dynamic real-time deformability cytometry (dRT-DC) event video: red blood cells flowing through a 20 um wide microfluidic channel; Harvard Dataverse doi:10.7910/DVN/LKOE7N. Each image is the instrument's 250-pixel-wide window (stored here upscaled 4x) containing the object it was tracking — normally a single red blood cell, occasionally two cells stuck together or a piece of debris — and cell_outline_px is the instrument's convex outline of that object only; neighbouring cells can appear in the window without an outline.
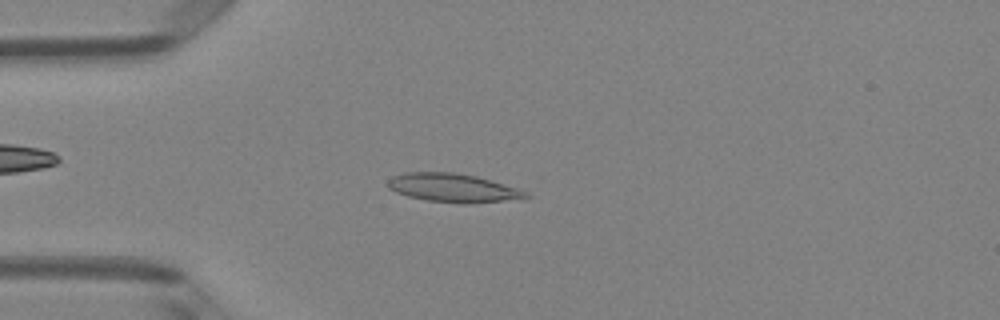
{"species": "Egyptian fruit bat (a non-hibernating species)", "species_latin": "Rousettus aegyptiacus", "temperature_condition": "room temperature", "stored_images_in_passage": 49, "camera_frame_rate_fps": 3000, "um_per_image_px": 0.085, "animal": {"sex": "female"}, "frame": {"image": 1, "passage_image": 12, "time_ms": 3.667, "image_size_px": [1000, 320], "cell_outline_px": [[532, 196], [504, 200], [468, 204], [464, 204], [428, 200], [408, 196], [396, 192], [388, 188], [388, 180], [392, 176], [404, 172], [452, 172], [476, 176], [504, 184], [528, 192]], "centroid_in_image_um": [38.47, 15.96], "position_along_channel_um": 46.5, "area_um2": 22.77}}
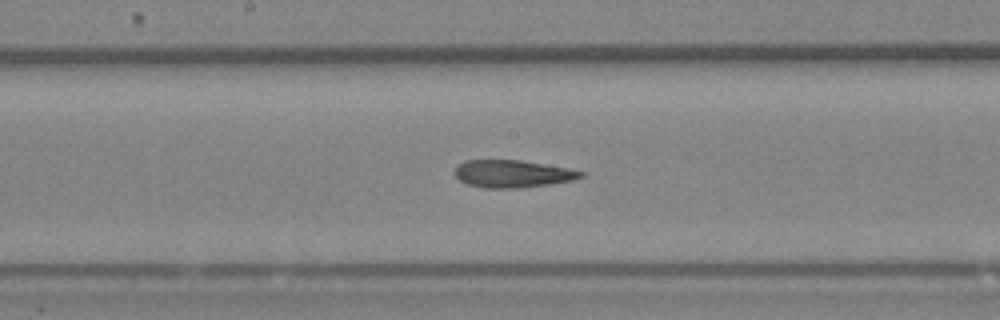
{"frame": {"image": 2, "passage_image": 25, "time_ms": 8.0, "image_size_px": [1000, 320], "cell_outline_px": [[584, 176], [572, 180], [548, 184], [520, 188], [484, 188], [468, 184], [460, 180], [452, 172], [456, 164], [464, 160], [520, 160], [568, 168], [584, 172]], "centroid_in_image_um": [43.5, 14.76], "position_along_channel_um": 204.7, "area_um2": 20.23}}
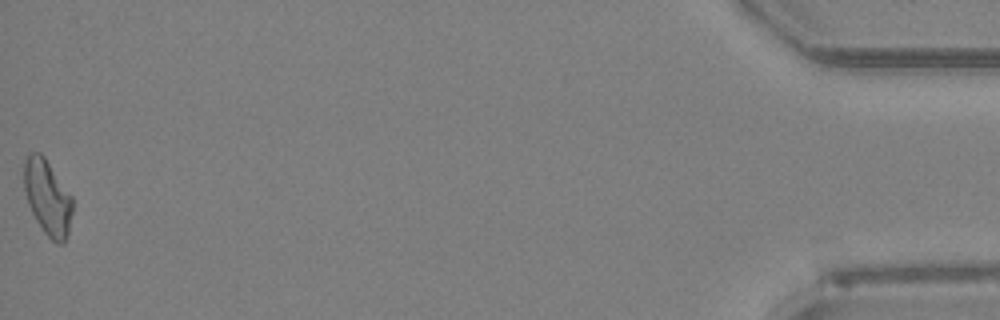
{"frame": {"image": 3, "passage_image": 49, "time_ms": 16.0, "image_size_px": [1000, 320], "cell_outline_px": [[72, 212], [68, 232], [64, 244], [56, 244], [44, 232], [36, 220], [28, 204], [24, 192], [24, 160], [32, 152], [40, 152], [44, 156], [72, 196]], "centroid_in_image_um": [4.03, 16.79], "position_along_channel_um": 431.2, "area_um2": 21.21}}